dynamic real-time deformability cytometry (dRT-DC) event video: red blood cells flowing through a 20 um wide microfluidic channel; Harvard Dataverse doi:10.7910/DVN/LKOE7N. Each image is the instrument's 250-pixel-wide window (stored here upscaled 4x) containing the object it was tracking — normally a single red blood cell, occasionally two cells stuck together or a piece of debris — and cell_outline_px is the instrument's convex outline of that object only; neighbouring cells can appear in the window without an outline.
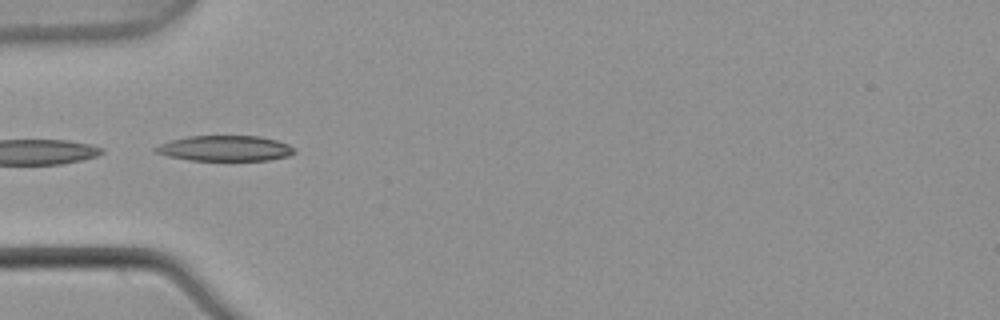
{"species": "common noctule bat (a hibernating species)", "species_latin": "Nyctalus noctula", "temperature_condition": "warm", "stored_images_in_passage": 6, "camera_frame_rate_fps": 3000, "um_per_image_px": 0.085, "animal": {"sex": "male", "body_mass_g": 21.5, "forearm_length_mm": 52.0}, "frame": {"image": 1, "passage_image": 5, "time_ms": 1.333, "image_size_px": [1000, 320], "cell_outline_px": [[296, 152], [288, 156], [268, 160], [188, 160], [168, 156], [152, 152], [152, 148], [160, 144], [172, 140], [188, 136], [260, 136], [276, 140], [288, 144], [296, 148]], "centroid_in_image_um": [19.12, 12.61], "position_along_channel_um": 65.9, "area_um2": 20.69}}
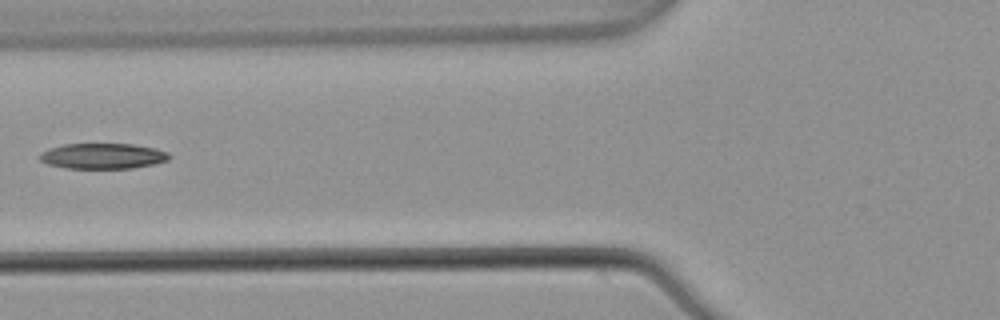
{"frame": {"image": 2, "passage_image": 6, "time_ms": 1.667, "image_size_px": [1000, 320], "cell_outline_px": [[172, 156], [168, 160], [152, 164], [132, 168], [68, 168], [48, 164], [40, 160], [40, 156], [48, 148], [64, 144], [132, 144], [156, 148], [168, 152]], "centroid_in_image_um": [8.77, 13.26], "position_along_channel_um": 117.0, "area_um2": 19.13}}